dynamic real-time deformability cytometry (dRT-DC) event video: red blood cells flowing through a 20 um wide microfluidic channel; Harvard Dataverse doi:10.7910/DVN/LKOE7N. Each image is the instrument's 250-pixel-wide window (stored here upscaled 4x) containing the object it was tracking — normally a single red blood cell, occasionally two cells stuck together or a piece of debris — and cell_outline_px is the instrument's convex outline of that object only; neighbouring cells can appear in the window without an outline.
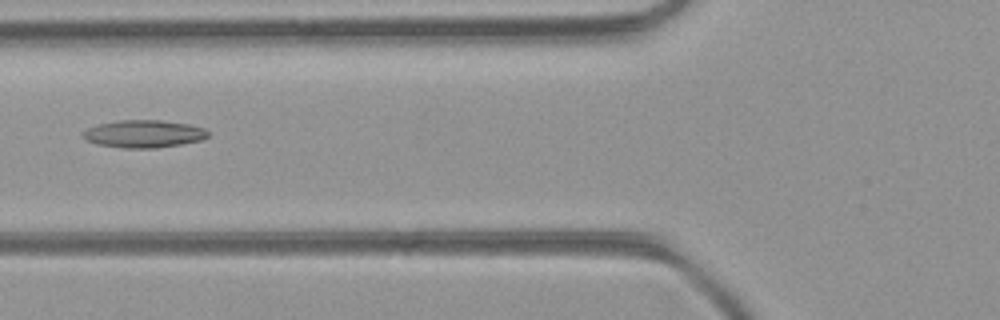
{"species": "common noctule bat (a hibernating species)", "species_latin": "Nyctalus noctula", "temperature_condition": "room temperature", "stored_images_in_passage": 6, "camera_frame_rate_fps": 3000, "um_per_image_px": 0.085, "animal": {"sex": "female", "body_mass_g": 21.9}, "frame": {"image": 1, "passage_image": 5, "time_ms": 1.333, "image_size_px": [1000, 320], "cell_outline_px": [[208, 136], [200, 140], [180, 144], [156, 148], [124, 148], [96, 144], [84, 140], [80, 136], [88, 128], [100, 124], [120, 120], [160, 120], [188, 124], [204, 128], [208, 132]], "centroid_in_image_um": [12.18, 11.38], "position_along_channel_um": 113.6, "area_um2": 20.0}}
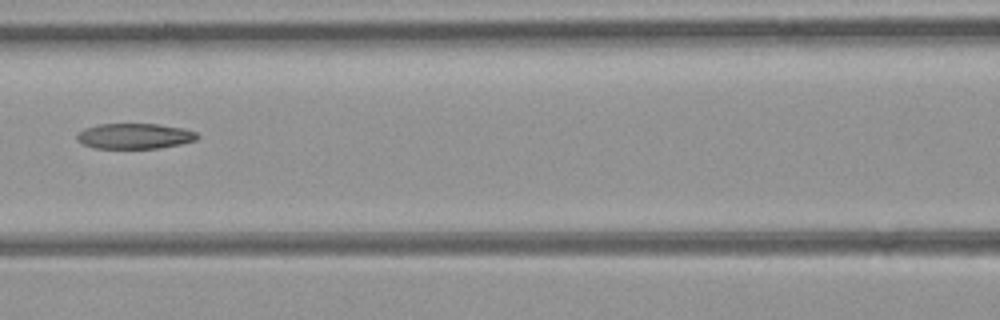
{"frame": {"image": 2, "passage_image": 6, "time_ms": 1.667, "image_size_px": [1000, 320], "cell_outline_px": [[200, 136], [196, 140], [180, 144], [156, 148], [96, 148], [84, 144], [76, 140], [76, 136], [84, 128], [100, 124], [156, 124], [180, 128], [196, 132]], "centroid_in_image_um": [11.43, 11.57], "position_along_channel_um": 155.2, "area_um2": 17.63}}